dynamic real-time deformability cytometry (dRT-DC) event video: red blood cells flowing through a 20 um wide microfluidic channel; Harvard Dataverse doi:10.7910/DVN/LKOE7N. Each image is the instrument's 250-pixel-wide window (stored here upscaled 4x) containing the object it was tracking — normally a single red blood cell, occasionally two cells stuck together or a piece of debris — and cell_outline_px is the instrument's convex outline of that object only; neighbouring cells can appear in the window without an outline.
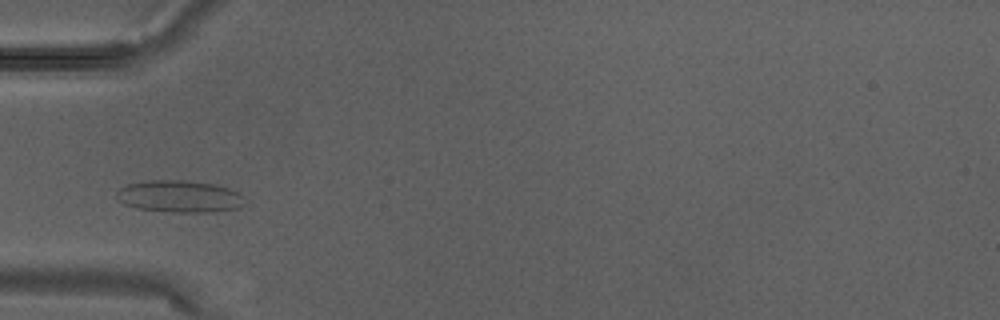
{"species": "Egyptian fruit bat (a non-hibernating species)", "species_latin": "Rousettus aegyptiacus", "temperature_condition": "warm", "stored_images_in_passage": 1, "camera_frame_rate_fps": 3000, "um_per_image_px": 0.085, "animal": {"sex": "male"}, "frame": {"image": 1, "passage_image": 1, "time_ms": 0.0, "image_size_px": [1000, 320], "cell_outline_px": [[244, 204], [240, 208], [216, 212], [172, 212], [136, 208], [124, 204], [116, 196], [116, 192], [120, 188], [128, 184], [148, 180], [188, 180], [216, 184], [240, 192], [244, 196]], "centroid_in_image_um": [15.31, 16.69], "position_along_channel_um": 69.7, "area_um2": 24.22}}